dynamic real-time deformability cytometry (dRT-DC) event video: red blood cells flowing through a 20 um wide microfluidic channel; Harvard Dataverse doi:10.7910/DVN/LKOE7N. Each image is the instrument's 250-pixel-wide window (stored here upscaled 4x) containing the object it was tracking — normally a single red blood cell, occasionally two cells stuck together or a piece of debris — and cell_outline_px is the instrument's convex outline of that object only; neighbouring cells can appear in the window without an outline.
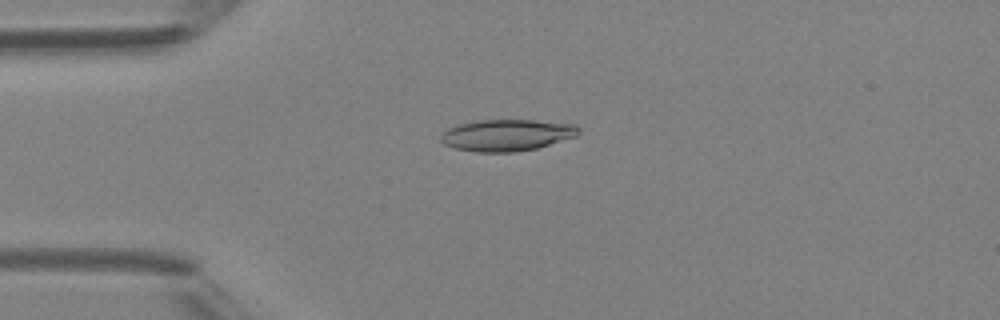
{"species": "Egyptian fruit bat (a non-hibernating species)", "species_latin": "Rousettus aegyptiacus", "temperature_condition": "room temperature", "stored_images_in_passage": 47, "camera_frame_rate_fps": 3000, "um_per_image_px": 0.085, "animal": {"sex": "female"}, "frame": {"image": 1, "passage_image": 12, "time_ms": 3.667, "image_size_px": [1000, 320], "cell_outline_px": [[580, 132], [576, 136], [536, 148], [516, 152], [476, 152], [456, 148], [444, 144], [440, 140], [440, 136], [448, 128], [460, 124], [476, 120], [536, 120], [576, 124], [580, 128]], "centroid_in_image_um": [43.09, 11.48], "position_along_channel_um": 41.9, "area_um2": 25.37}}
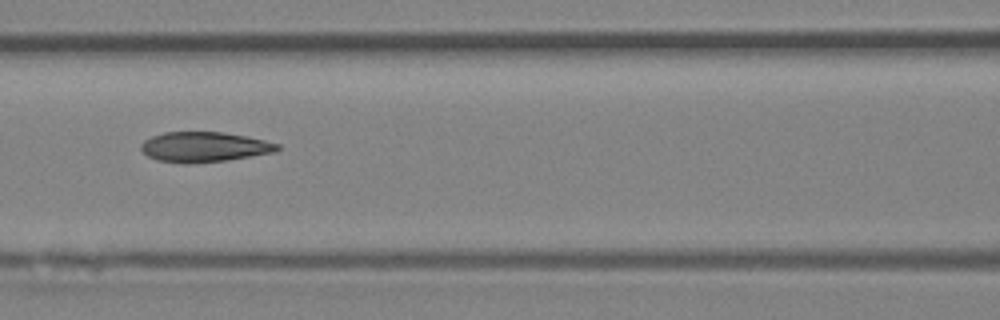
{"frame": {"image": 2, "passage_image": 21, "time_ms": 6.667, "image_size_px": [1000, 320], "cell_outline_px": [[280, 148], [272, 152], [224, 160], [188, 164], [184, 164], [156, 160], [148, 156], [140, 148], [140, 144], [144, 140], [152, 136], [164, 132], [224, 132], [248, 136], [280, 144]], "centroid_in_image_um": [17.31, 12.48], "position_along_channel_um": 149.3, "area_um2": 23.81}}
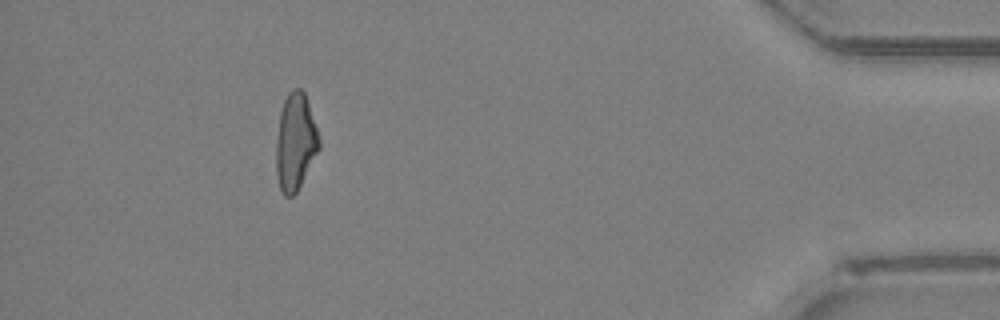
{"frame": {"image": 3, "passage_image": 43, "time_ms": 14.0, "image_size_px": [1000, 320], "cell_outline_px": [[320, 148], [296, 192], [292, 196], [284, 196], [280, 188], [276, 176], [276, 140], [280, 112], [284, 100], [288, 92], [292, 88], [300, 88], [304, 92], [320, 140]], "centroid_in_image_um": [25.09, 12.06], "position_along_channel_um": 410.1, "area_um2": 24.04}, "authors_computed_cell_mechanics": {"area_um2": 24.2182, "velocity_mm_per_s": 4.3626, "shape_relaxation_time_tau1_ms": null, "shape_relaxation_time_tau2_ms": 2.142, "deformation_change_tau1": null, "deformation_change_tau2": 0.0965}}